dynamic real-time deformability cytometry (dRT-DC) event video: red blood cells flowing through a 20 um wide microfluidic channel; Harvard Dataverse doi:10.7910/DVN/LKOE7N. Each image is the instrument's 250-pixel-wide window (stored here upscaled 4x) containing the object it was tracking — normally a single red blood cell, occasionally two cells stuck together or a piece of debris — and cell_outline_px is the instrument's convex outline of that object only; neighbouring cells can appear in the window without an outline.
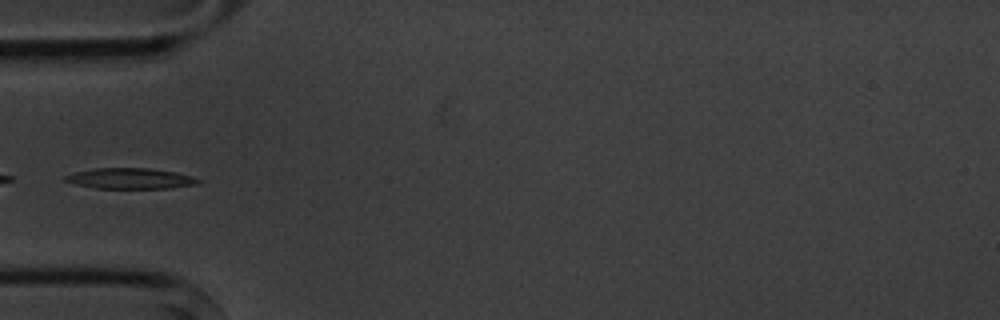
{"species": "common noctule bat (a hibernating species)", "species_latin": "Nyctalus noctula", "temperature_condition": "cold", "stored_images_in_passage": 5, "camera_frame_rate_fps": 3000, "um_per_image_px": 0.085, "animal": {"sex": "male", "body_mass_g": 20.1, "forearm_length_mm": 53.5}, "frame": {"image": 1, "passage_image": 5, "time_ms": 5.0, "image_size_px": [1000, 320], "cell_outline_px": [[200, 180], [196, 184], [168, 188], [96, 188], [76, 184], [64, 180], [64, 176], [72, 172], [96, 168], [148, 168], [176, 172], [192, 176]], "centroid_in_image_um": [11.04, 15.16], "position_along_channel_um": 74.0, "area_um2": 15.9}}